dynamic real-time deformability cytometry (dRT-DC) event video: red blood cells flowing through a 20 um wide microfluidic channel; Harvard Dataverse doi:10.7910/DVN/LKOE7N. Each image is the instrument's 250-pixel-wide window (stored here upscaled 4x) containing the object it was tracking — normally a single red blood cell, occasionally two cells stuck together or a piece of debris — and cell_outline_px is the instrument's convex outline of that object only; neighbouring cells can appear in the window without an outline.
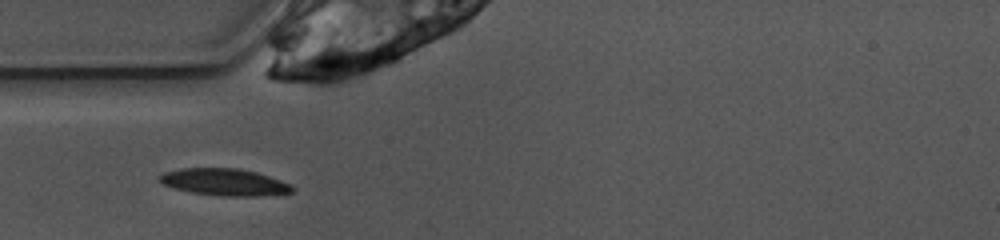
{"species": "common noctule bat (a hibernating species)", "species_latin": "Nyctalus noctula", "temperature_condition": "warm", "stored_images_in_passage": 35, "camera_frame_rate_fps": 3000, "um_per_image_px": 0.085, "animal": {"sex": "female", "body_mass_g": 10.0, "forearm_length_mm": 53.1}, "frame": {"image": 1, "passage_image": 1, "time_ms": 0.0, "image_size_px": [1000, 240], "cell_outline_px": [[296, 188], [292, 192], [260, 196], [224, 196], [192, 192], [176, 188], [164, 184], [156, 180], [164, 172], [180, 168], [240, 168], [256, 172], [292, 184]], "centroid_in_image_um": [19.1, 15.47], "position_along_channel_um": 65.9, "area_um2": 20.81}}
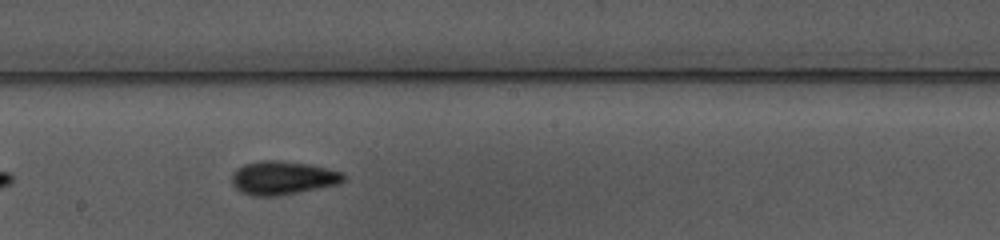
{"frame": {"image": 2, "passage_image": 13, "time_ms": 4.0, "image_size_px": [1000, 240], "cell_outline_px": [[344, 180], [340, 184], [276, 196], [252, 196], [240, 192], [232, 184], [232, 172], [236, 168], [244, 164], [260, 160], [276, 160], [308, 164], [344, 172]], "centroid_in_image_um": [24.0, 15.12], "position_along_channel_um": 224.2, "area_um2": 21.91}}
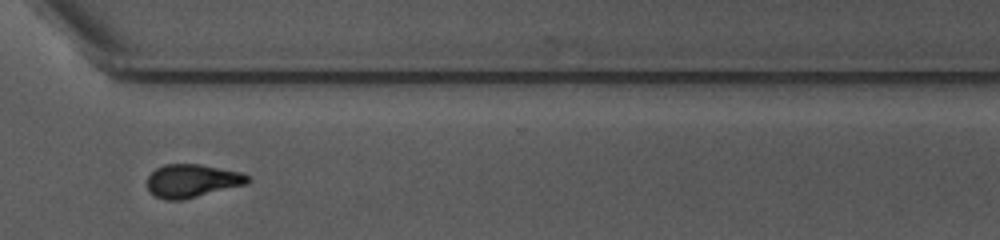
{"frame": {"image": 3, "passage_image": 23, "time_ms": 7.333, "image_size_px": [1000, 240], "cell_outline_px": [[248, 184], [184, 200], [164, 200], [148, 192], [148, 176], [156, 168], [164, 164], [200, 164], [240, 172], [248, 176]], "centroid_in_image_um": [16.31, 15.38], "position_along_channel_um": 354.3, "area_um2": 19.54}, "authors_computed_cell_mechanics": {"area_um2": 19.5364, "velocity_mm_per_s": 3.9161, "shape_relaxation_time_tau1_ms": 2.5249, "shape_relaxation_time_tau2_ms": 2.8816, "deformation_change_tau1": 0.142, "deformation_change_tau2": 0.1022}}